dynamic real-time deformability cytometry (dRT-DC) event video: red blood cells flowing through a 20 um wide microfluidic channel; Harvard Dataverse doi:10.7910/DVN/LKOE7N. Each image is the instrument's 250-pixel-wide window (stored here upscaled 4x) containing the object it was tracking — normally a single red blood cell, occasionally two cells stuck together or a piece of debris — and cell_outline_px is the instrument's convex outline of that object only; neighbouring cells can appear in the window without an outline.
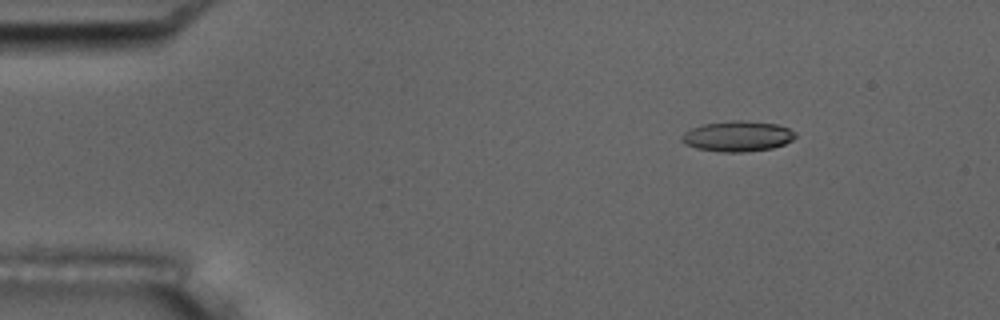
{"species": "common noctule bat (a hibernating species)", "species_latin": "Nyctalus noctula", "temperature_condition": "room temperature", "stored_images_in_passage": 48, "camera_frame_rate_fps": 3000, "um_per_image_px": 0.085, "animal": {"sex": "male", "body_mass_g": 17.5, "forearm_length_mm": 52.3}, "frame": {"image": 1, "passage_image": 2, "time_ms": 0.333, "image_size_px": [1000, 320], "cell_outline_px": [[796, 136], [792, 140], [784, 144], [772, 148], [744, 152], [720, 152], [696, 148], [684, 144], [680, 140], [680, 136], [684, 132], [692, 128], [704, 124], [732, 120], [740, 120], [776, 124], [788, 128], [796, 132]], "centroid_in_image_um": [62.67, 11.58], "position_along_channel_um": 22.3, "area_um2": 20.23}}
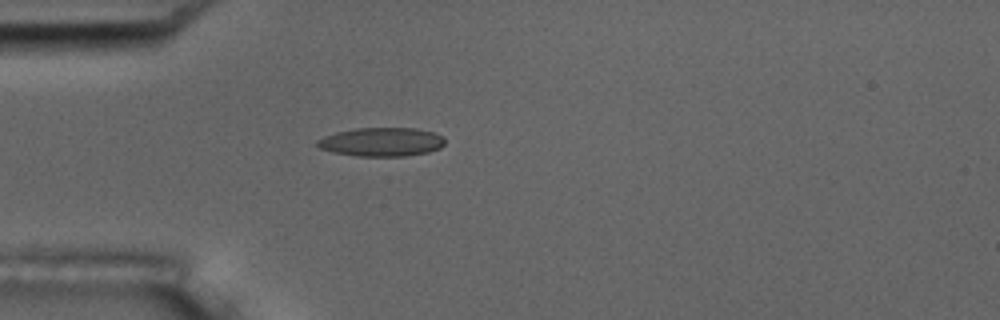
{"frame": {"image": 2, "passage_image": 10, "time_ms": 3.0, "image_size_px": [1000, 320], "cell_outline_px": [[444, 144], [440, 148], [428, 152], [404, 156], [356, 156], [332, 152], [320, 148], [316, 144], [316, 140], [324, 136], [336, 132], [356, 128], [416, 128], [436, 132], [444, 136]], "centroid_in_image_um": [32.44, 12.06], "position_along_channel_um": 52.6, "area_um2": 21.56}}
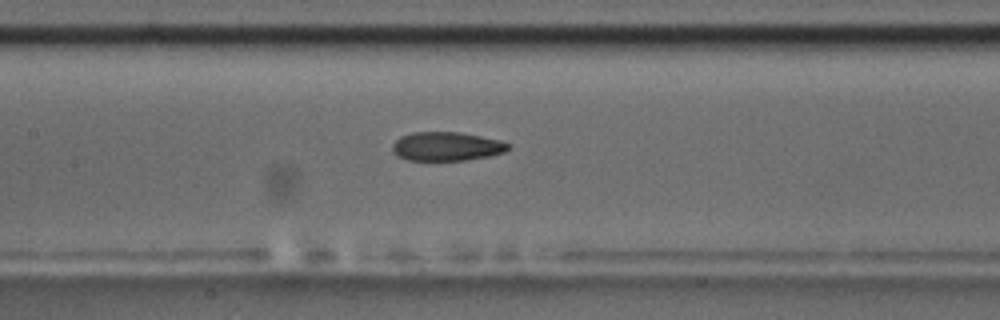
{"frame": {"image": 3, "passage_image": 20, "time_ms": 6.333, "image_size_px": [1000, 320], "cell_outline_px": [[508, 148], [504, 152], [488, 156], [464, 160], [408, 160], [396, 156], [392, 152], [392, 144], [400, 136], [412, 132], [460, 132], [500, 140], [508, 144]], "centroid_in_image_um": [37.89, 12.44], "position_along_channel_um": 169.5, "area_um2": 19.42}, "authors_computed_cell_mechanics": {"area_um2": 20.4612, "velocity_mm_per_s": 3.7534, "shape_relaxation_time_tau1_ms": 10.4934, "shape_relaxation_time_tau2_ms": 3.2765, "deformation_change_tau1": 0.2126, "deformation_change_tau2": 0.0956}}